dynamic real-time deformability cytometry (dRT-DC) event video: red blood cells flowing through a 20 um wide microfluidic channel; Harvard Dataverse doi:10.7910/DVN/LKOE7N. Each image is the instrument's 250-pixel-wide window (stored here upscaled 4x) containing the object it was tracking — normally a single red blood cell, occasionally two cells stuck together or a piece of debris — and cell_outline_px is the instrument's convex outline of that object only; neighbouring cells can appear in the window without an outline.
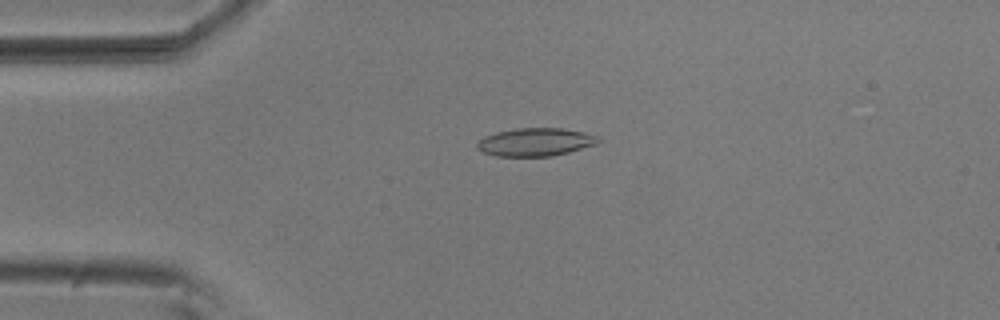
{"species": "common noctule bat (a hibernating species)", "species_latin": "Nyctalus noctula", "temperature_condition": "room temperature", "stored_images_in_passage": 4, "camera_frame_rate_fps": 3000, "um_per_image_px": 0.085, "animal": {"sex": "male", "body_mass_g": 20.5, "forearm_length_mm": 52.5}, "frame": {"image": 1, "passage_image": 4, "time_ms": 1.0, "image_size_px": [1000, 320], "cell_outline_px": [[600, 140], [596, 144], [568, 152], [552, 156], [496, 156], [484, 152], [476, 148], [476, 144], [484, 136], [496, 132], [516, 128], [560, 128], [584, 132], [600, 136]], "centroid_in_image_um": [45.51, 12.07], "position_along_channel_um": 39.5, "area_um2": 19.77}}